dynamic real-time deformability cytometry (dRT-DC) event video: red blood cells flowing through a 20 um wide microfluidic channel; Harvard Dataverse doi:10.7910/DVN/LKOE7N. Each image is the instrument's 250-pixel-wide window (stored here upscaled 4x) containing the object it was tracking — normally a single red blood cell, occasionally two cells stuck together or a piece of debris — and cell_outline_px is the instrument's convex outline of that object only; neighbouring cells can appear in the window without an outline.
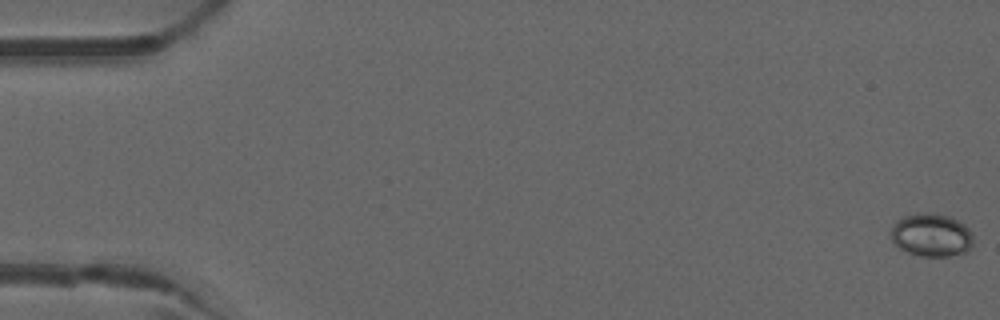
{"species": "common noctule bat (a hibernating species)", "species_latin": "Nyctalus noctula", "temperature_condition": "warm", "stored_images_in_passage": 52, "camera_frame_rate_fps": 3000, "um_per_image_px": 0.085, "animal": {"sex": "male", "forearm_length_mm": 52.5}, "frame": {"image": 1, "passage_image": 1, "time_ms": 0.0, "image_size_px": [1000, 320], "cell_outline_px": [[972, 244], [968, 252], [948, 256], [920, 256], [908, 252], [900, 248], [892, 240], [892, 228], [896, 220], [904, 216], [920, 212], [928, 212], [948, 216], [964, 224], [972, 232]], "centroid_in_image_um": [79.18, 19.98], "position_along_channel_um": 5.8, "area_um2": 20.63}}
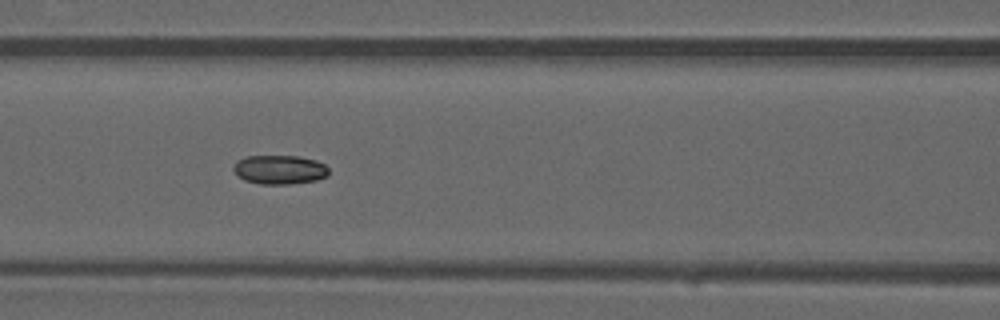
{"frame": {"image": 2, "passage_image": 23, "time_ms": 7.333, "image_size_px": [1000, 320], "cell_outline_px": [[328, 176], [316, 180], [288, 184], [260, 184], [244, 180], [236, 176], [232, 168], [236, 160], [248, 156], [300, 156], [316, 160], [324, 164], [328, 168]], "centroid_in_image_um": [23.73, 14.42], "position_along_channel_um": 142.9, "area_um2": 16.3}}
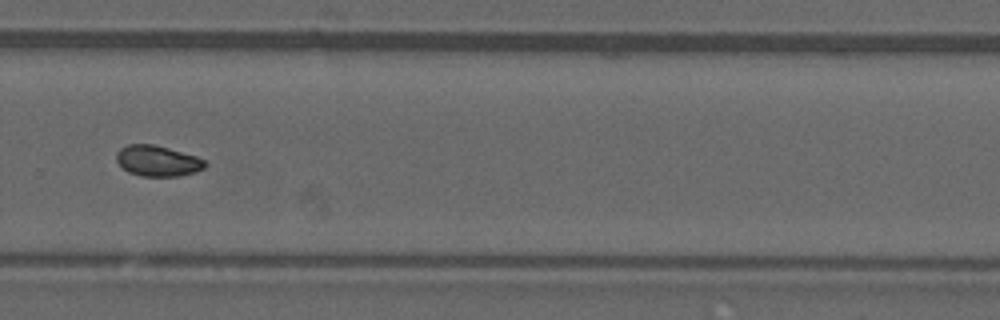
{"frame": {"image": 3, "passage_image": 36, "time_ms": 11.667, "image_size_px": [1000, 320], "cell_outline_px": [[208, 164], [204, 168], [196, 172], [180, 176], [140, 176], [128, 172], [116, 160], [116, 152], [120, 148], [128, 144], [156, 144], [196, 156], [204, 160]], "centroid_in_image_um": [13.4, 13.67], "position_along_channel_um": 316.4, "area_um2": 16.01}, "authors_computed_cell_mechanics": {"area_um2": 16.0684, "velocity_mm_per_s": 4.0199, "shape_relaxation_time_tau1_ms": 10.8658, "shape_relaxation_time_tau2_ms": 6.0791, "deformation_change_tau1": 0.1672, "deformation_change_tau2": 0.0706}}